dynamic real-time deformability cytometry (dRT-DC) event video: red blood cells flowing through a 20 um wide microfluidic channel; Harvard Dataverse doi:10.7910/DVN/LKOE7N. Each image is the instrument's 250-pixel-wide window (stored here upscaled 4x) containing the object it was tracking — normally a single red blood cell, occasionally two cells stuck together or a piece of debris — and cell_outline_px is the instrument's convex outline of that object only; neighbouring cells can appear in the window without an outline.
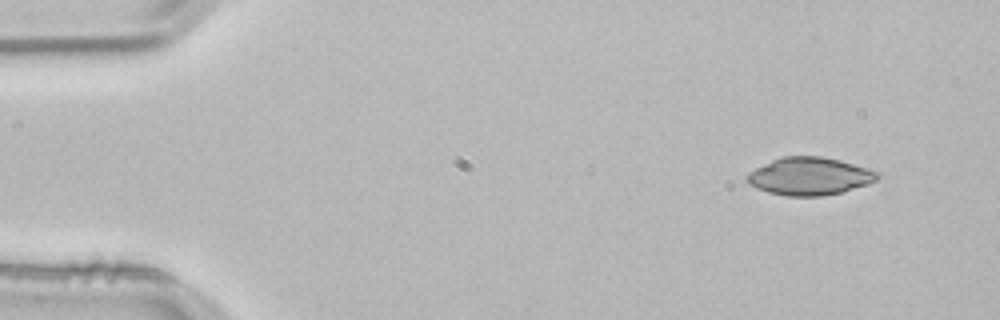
{"species": "common noctule bat (a hibernating species)", "species_latin": "Nyctalus noctula", "temperature_condition": "room temperature", "stored_images_in_passage": 49, "camera_frame_rate_fps": 3000, "um_per_image_px": 0.085, "animal": {"sex": "male", "body_mass_g": 21.5, "forearm_length_mm": 52.0}, "frame": {"image": 1, "passage_image": 1, "time_ms": 0.0, "image_size_px": [1000, 320], "cell_outline_px": [[880, 176], [876, 180], [868, 184], [844, 192], [820, 196], [788, 196], [768, 192], [756, 188], [744, 176], [748, 172], [780, 156], [820, 156], [840, 160], [868, 168], [880, 172]], "centroid_in_image_um": [68.84, 14.98], "position_along_channel_um": 16.2, "area_um2": 28.73}}
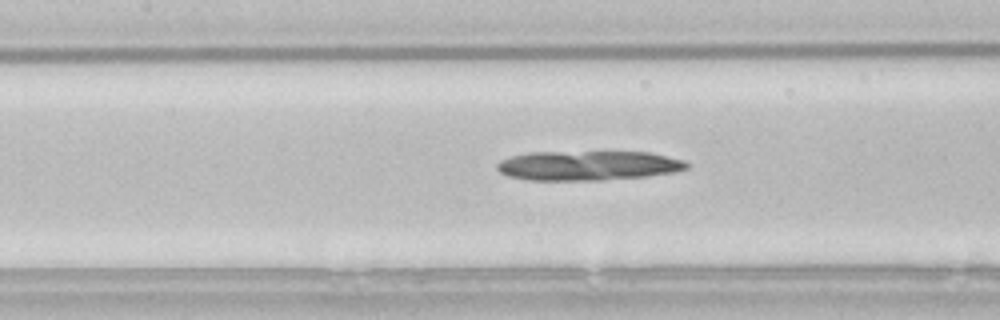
{"frame": {"image": 2, "passage_image": 20, "time_ms": 6.333, "image_size_px": [1000, 320], "cell_outline_px": [[688, 168], [676, 172], [648, 176], [600, 180], [528, 180], [508, 176], [500, 172], [496, 168], [496, 164], [500, 160], [512, 156], [532, 152], [648, 152], [684, 160], [688, 164]], "centroid_in_image_um": [49.98, 14.07], "position_along_channel_um": 157.4, "area_um2": 32.71}}
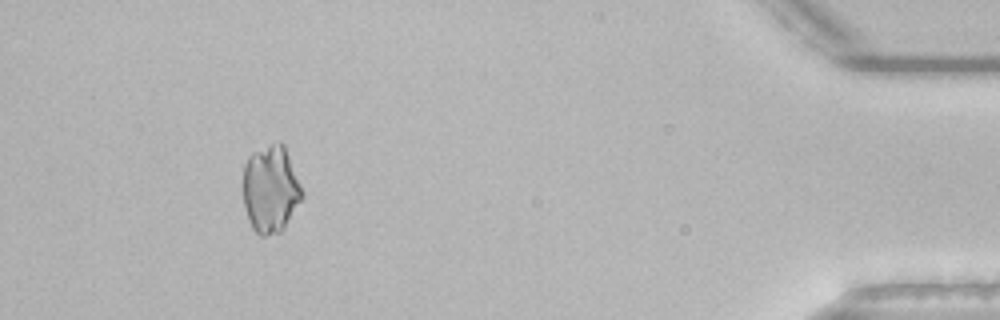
{"frame": {"image": 3, "passage_image": 45, "time_ms": 14.667, "image_size_px": [1000, 320], "cell_outline_px": [[304, 196], [284, 228], [280, 232], [264, 236], [260, 236], [252, 228], [248, 220], [244, 204], [244, 164], [248, 156], [252, 152], [280, 140], [284, 144], [304, 192]], "centroid_in_image_um": [23.01, 16.07], "position_along_channel_um": 412.2, "area_um2": 30.17}}